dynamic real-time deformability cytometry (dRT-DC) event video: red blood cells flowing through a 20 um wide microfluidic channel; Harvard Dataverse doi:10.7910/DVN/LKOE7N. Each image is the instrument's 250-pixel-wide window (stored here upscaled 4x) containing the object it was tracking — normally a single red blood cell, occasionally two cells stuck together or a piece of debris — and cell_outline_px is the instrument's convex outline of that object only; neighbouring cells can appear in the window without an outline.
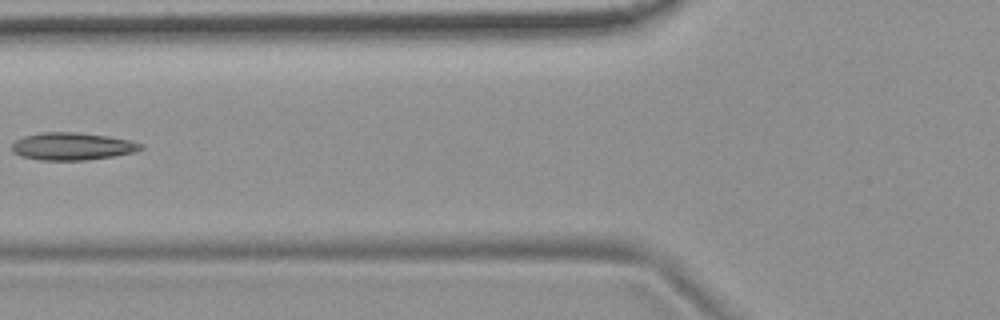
{"species": "common noctule bat (a hibernating species)", "species_latin": "Nyctalus noctula", "temperature_condition": "room temperature", "stored_images_in_passage": 7, "camera_frame_rate_fps": 3000, "um_per_image_px": 0.085, "animal": {"sex": "female", "body_mass_g": 19.9}, "frame": {"image": 1, "passage_image": 7, "time_ms": 2.0, "image_size_px": [1000, 320], "cell_outline_px": [[144, 148], [136, 152], [116, 156], [88, 160], [40, 160], [20, 156], [12, 152], [12, 144], [16, 140], [24, 136], [40, 132], [76, 132], [108, 136], [128, 140], [144, 144]], "centroid_in_image_um": [6.16, 12.44], "position_along_channel_um": 119.6, "area_um2": 20.87}}